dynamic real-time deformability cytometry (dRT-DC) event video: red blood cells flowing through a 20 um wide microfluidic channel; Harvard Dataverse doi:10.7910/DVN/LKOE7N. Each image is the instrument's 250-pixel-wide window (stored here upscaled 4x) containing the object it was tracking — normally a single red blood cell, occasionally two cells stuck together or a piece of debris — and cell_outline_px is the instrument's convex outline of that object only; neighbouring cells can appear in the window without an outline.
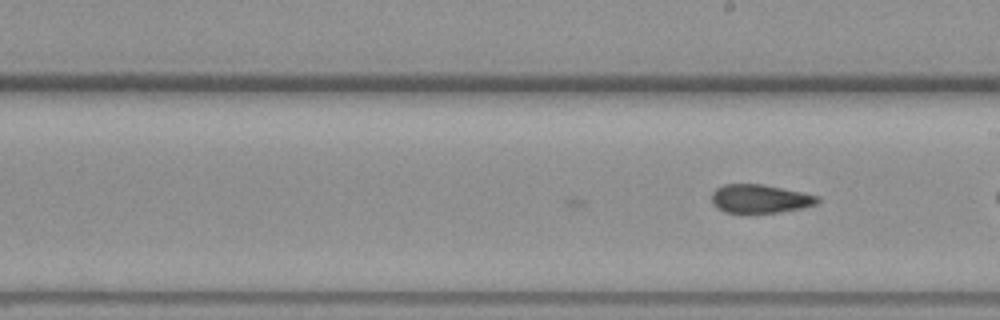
{"species": "common noctule bat (a hibernating species)", "species_latin": "Nyctalus noctula", "temperature_condition": "warm", "stored_images_in_passage": 14, "camera_frame_rate_fps": 3000, "um_per_image_px": 0.085, "animal": {"sex": "female", "body_mass_g": 19.3, "forearm_length_mm": 54.1}, "frame": {"image": 1, "passage_image": 14, "time_ms": 4.333, "image_size_px": [1000, 320], "cell_outline_px": [[820, 200], [816, 204], [804, 208], [780, 212], [724, 212], [716, 208], [712, 204], [712, 192], [716, 188], [724, 184], [764, 184], [820, 196]], "centroid_in_image_um": [64.6, 16.89], "position_along_channel_um": 224.4, "area_um2": 17.69}}